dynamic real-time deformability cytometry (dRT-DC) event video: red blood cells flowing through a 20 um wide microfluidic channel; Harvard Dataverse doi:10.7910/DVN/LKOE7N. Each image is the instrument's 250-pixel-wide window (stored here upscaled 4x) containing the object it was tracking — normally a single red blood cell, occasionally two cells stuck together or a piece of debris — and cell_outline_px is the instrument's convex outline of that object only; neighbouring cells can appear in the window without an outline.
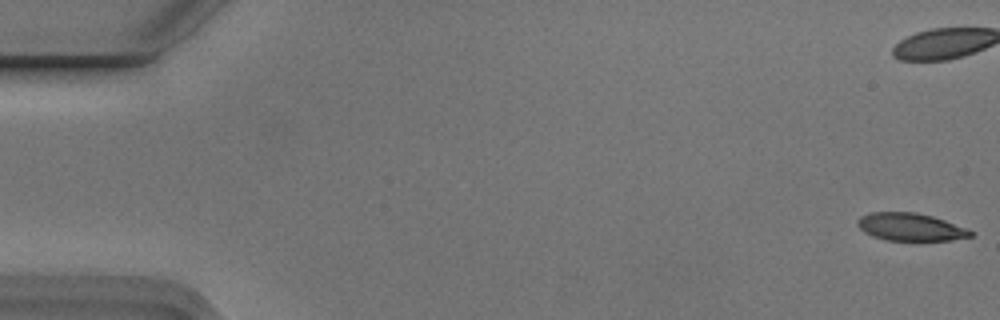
{"species": "Egyptian fruit bat (a non-hibernating species)", "species_latin": "Rousettus aegyptiacus", "temperature_condition": "cold", "stored_images_in_passage": 15, "camera_frame_rate_fps": 3000, "um_per_image_px": 0.085, "animal": {"sex": "male"}, "frame": {"image": 1, "passage_image": 1, "time_ms": 0.0, "image_size_px": [1000, 320], "cell_outline_px": [[976, 232], [972, 236], [952, 240], [884, 240], [872, 236], [864, 232], [856, 224], [856, 220], [860, 216], [872, 212], [916, 212], [932, 216], [944, 220]], "centroid_in_image_um": [77.36, 19.29], "position_along_channel_um": 7.6, "area_um2": 18.26}}